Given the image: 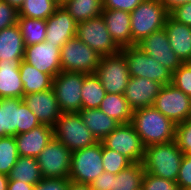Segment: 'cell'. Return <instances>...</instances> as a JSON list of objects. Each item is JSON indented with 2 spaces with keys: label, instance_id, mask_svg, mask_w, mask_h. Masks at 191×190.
<instances>
[{
  "label": "cell",
  "instance_id": "cell-1",
  "mask_svg": "<svg viewBox=\"0 0 191 190\" xmlns=\"http://www.w3.org/2000/svg\"><path fill=\"white\" fill-rule=\"evenodd\" d=\"M131 124L145 147L175 140L176 124L154 106L133 110Z\"/></svg>",
  "mask_w": 191,
  "mask_h": 190
},
{
  "label": "cell",
  "instance_id": "cell-2",
  "mask_svg": "<svg viewBox=\"0 0 191 190\" xmlns=\"http://www.w3.org/2000/svg\"><path fill=\"white\" fill-rule=\"evenodd\" d=\"M183 156L174 140L145 147L142 163L146 173L176 182Z\"/></svg>",
  "mask_w": 191,
  "mask_h": 190
},
{
  "label": "cell",
  "instance_id": "cell-3",
  "mask_svg": "<svg viewBox=\"0 0 191 190\" xmlns=\"http://www.w3.org/2000/svg\"><path fill=\"white\" fill-rule=\"evenodd\" d=\"M39 125L37 117L22 98H0V137H15Z\"/></svg>",
  "mask_w": 191,
  "mask_h": 190
},
{
  "label": "cell",
  "instance_id": "cell-4",
  "mask_svg": "<svg viewBox=\"0 0 191 190\" xmlns=\"http://www.w3.org/2000/svg\"><path fill=\"white\" fill-rule=\"evenodd\" d=\"M169 12L159 0H143L131 13L132 45L165 27Z\"/></svg>",
  "mask_w": 191,
  "mask_h": 190
},
{
  "label": "cell",
  "instance_id": "cell-5",
  "mask_svg": "<svg viewBox=\"0 0 191 190\" xmlns=\"http://www.w3.org/2000/svg\"><path fill=\"white\" fill-rule=\"evenodd\" d=\"M53 134L71 152L99 142L85 126L78 112L62 113L53 126Z\"/></svg>",
  "mask_w": 191,
  "mask_h": 190
},
{
  "label": "cell",
  "instance_id": "cell-6",
  "mask_svg": "<svg viewBox=\"0 0 191 190\" xmlns=\"http://www.w3.org/2000/svg\"><path fill=\"white\" fill-rule=\"evenodd\" d=\"M120 52L127 60L130 77L147 78L162 86L172 83L173 73L137 45L121 48Z\"/></svg>",
  "mask_w": 191,
  "mask_h": 190
},
{
  "label": "cell",
  "instance_id": "cell-7",
  "mask_svg": "<svg viewBox=\"0 0 191 190\" xmlns=\"http://www.w3.org/2000/svg\"><path fill=\"white\" fill-rule=\"evenodd\" d=\"M101 57L97 51L74 37L61 47L60 65L62 71L93 74Z\"/></svg>",
  "mask_w": 191,
  "mask_h": 190
},
{
  "label": "cell",
  "instance_id": "cell-8",
  "mask_svg": "<svg viewBox=\"0 0 191 190\" xmlns=\"http://www.w3.org/2000/svg\"><path fill=\"white\" fill-rule=\"evenodd\" d=\"M103 172L101 141L71 153L69 175L71 181L91 184Z\"/></svg>",
  "mask_w": 191,
  "mask_h": 190
},
{
  "label": "cell",
  "instance_id": "cell-9",
  "mask_svg": "<svg viewBox=\"0 0 191 190\" xmlns=\"http://www.w3.org/2000/svg\"><path fill=\"white\" fill-rule=\"evenodd\" d=\"M84 73L60 71L52 81V89L62 113H75L82 110L81 88Z\"/></svg>",
  "mask_w": 191,
  "mask_h": 190
},
{
  "label": "cell",
  "instance_id": "cell-10",
  "mask_svg": "<svg viewBox=\"0 0 191 190\" xmlns=\"http://www.w3.org/2000/svg\"><path fill=\"white\" fill-rule=\"evenodd\" d=\"M94 74L107 93L124 95L130 73L127 60L121 52L102 56Z\"/></svg>",
  "mask_w": 191,
  "mask_h": 190
},
{
  "label": "cell",
  "instance_id": "cell-11",
  "mask_svg": "<svg viewBox=\"0 0 191 190\" xmlns=\"http://www.w3.org/2000/svg\"><path fill=\"white\" fill-rule=\"evenodd\" d=\"M76 37L101 56L115 55L121 50L109 34L102 15L77 23Z\"/></svg>",
  "mask_w": 191,
  "mask_h": 190
},
{
  "label": "cell",
  "instance_id": "cell-12",
  "mask_svg": "<svg viewBox=\"0 0 191 190\" xmlns=\"http://www.w3.org/2000/svg\"><path fill=\"white\" fill-rule=\"evenodd\" d=\"M101 142L106 148L124 155L132 163L144 161L145 146L131 123L120 124Z\"/></svg>",
  "mask_w": 191,
  "mask_h": 190
},
{
  "label": "cell",
  "instance_id": "cell-13",
  "mask_svg": "<svg viewBox=\"0 0 191 190\" xmlns=\"http://www.w3.org/2000/svg\"><path fill=\"white\" fill-rule=\"evenodd\" d=\"M71 151L53 139L38 155L37 162L43 178H69Z\"/></svg>",
  "mask_w": 191,
  "mask_h": 190
},
{
  "label": "cell",
  "instance_id": "cell-14",
  "mask_svg": "<svg viewBox=\"0 0 191 190\" xmlns=\"http://www.w3.org/2000/svg\"><path fill=\"white\" fill-rule=\"evenodd\" d=\"M153 106L175 124L191 118V98L173 84L161 87Z\"/></svg>",
  "mask_w": 191,
  "mask_h": 190
},
{
  "label": "cell",
  "instance_id": "cell-15",
  "mask_svg": "<svg viewBox=\"0 0 191 190\" xmlns=\"http://www.w3.org/2000/svg\"><path fill=\"white\" fill-rule=\"evenodd\" d=\"M137 46L172 73L183 64L172 50L164 28L153 32L140 41Z\"/></svg>",
  "mask_w": 191,
  "mask_h": 190
},
{
  "label": "cell",
  "instance_id": "cell-16",
  "mask_svg": "<svg viewBox=\"0 0 191 190\" xmlns=\"http://www.w3.org/2000/svg\"><path fill=\"white\" fill-rule=\"evenodd\" d=\"M61 48L51 42H40L25 46L24 61L34 66L38 71L49 74L54 78L60 71Z\"/></svg>",
  "mask_w": 191,
  "mask_h": 190
},
{
  "label": "cell",
  "instance_id": "cell-17",
  "mask_svg": "<svg viewBox=\"0 0 191 190\" xmlns=\"http://www.w3.org/2000/svg\"><path fill=\"white\" fill-rule=\"evenodd\" d=\"M77 22L63 5L46 19L45 42L61 48L68 40L76 37Z\"/></svg>",
  "mask_w": 191,
  "mask_h": 190
},
{
  "label": "cell",
  "instance_id": "cell-18",
  "mask_svg": "<svg viewBox=\"0 0 191 190\" xmlns=\"http://www.w3.org/2000/svg\"><path fill=\"white\" fill-rule=\"evenodd\" d=\"M23 102L37 117L40 124L53 127L62 114L52 88L23 96Z\"/></svg>",
  "mask_w": 191,
  "mask_h": 190
},
{
  "label": "cell",
  "instance_id": "cell-19",
  "mask_svg": "<svg viewBox=\"0 0 191 190\" xmlns=\"http://www.w3.org/2000/svg\"><path fill=\"white\" fill-rule=\"evenodd\" d=\"M162 85L142 77H130L124 97L133 109L153 106Z\"/></svg>",
  "mask_w": 191,
  "mask_h": 190
},
{
  "label": "cell",
  "instance_id": "cell-20",
  "mask_svg": "<svg viewBox=\"0 0 191 190\" xmlns=\"http://www.w3.org/2000/svg\"><path fill=\"white\" fill-rule=\"evenodd\" d=\"M53 137V127L41 124L14 138L19 156L37 158Z\"/></svg>",
  "mask_w": 191,
  "mask_h": 190
},
{
  "label": "cell",
  "instance_id": "cell-21",
  "mask_svg": "<svg viewBox=\"0 0 191 190\" xmlns=\"http://www.w3.org/2000/svg\"><path fill=\"white\" fill-rule=\"evenodd\" d=\"M101 15L114 42L120 48L132 46L130 12L103 9Z\"/></svg>",
  "mask_w": 191,
  "mask_h": 190
},
{
  "label": "cell",
  "instance_id": "cell-22",
  "mask_svg": "<svg viewBox=\"0 0 191 190\" xmlns=\"http://www.w3.org/2000/svg\"><path fill=\"white\" fill-rule=\"evenodd\" d=\"M24 58L0 61V98H23V83L19 72Z\"/></svg>",
  "mask_w": 191,
  "mask_h": 190
},
{
  "label": "cell",
  "instance_id": "cell-23",
  "mask_svg": "<svg viewBox=\"0 0 191 190\" xmlns=\"http://www.w3.org/2000/svg\"><path fill=\"white\" fill-rule=\"evenodd\" d=\"M164 30L172 50L183 63L191 62V27L167 17Z\"/></svg>",
  "mask_w": 191,
  "mask_h": 190
},
{
  "label": "cell",
  "instance_id": "cell-24",
  "mask_svg": "<svg viewBox=\"0 0 191 190\" xmlns=\"http://www.w3.org/2000/svg\"><path fill=\"white\" fill-rule=\"evenodd\" d=\"M78 113L85 126L91 131L98 141H102L120 125L119 122L106 115L99 108L82 109Z\"/></svg>",
  "mask_w": 191,
  "mask_h": 190
},
{
  "label": "cell",
  "instance_id": "cell-25",
  "mask_svg": "<svg viewBox=\"0 0 191 190\" xmlns=\"http://www.w3.org/2000/svg\"><path fill=\"white\" fill-rule=\"evenodd\" d=\"M25 44L18 24L0 31V61L24 58Z\"/></svg>",
  "mask_w": 191,
  "mask_h": 190
},
{
  "label": "cell",
  "instance_id": "cell-26",
  "mask_svg": "<svg viewBox=\"0 0 191 190\" xmlns=\"http://www.w3.org/2000/svg\"><path fill=\"white\" fill-rule=\"evenodd\" d=\"M24 95L37 93L52 88L53 78L22 60L19 68Z\"/></svg>",
  "mask_w": 191,
  "mask_h": 190
},
{
  "label": "cell",
  "instance_id": "cell-27",
  "mask_svg": "<svg viewBox=\"0 0 191 190\" xmlns=\"http://www.w3.org/2000/svg\"><path fill=\"white\" fill-rule=\"evenodd\" d=\"M99 109L120 124L131 123L133 109L122 94L107 93Z\"/></svg>",
  "mask_w": 191,
  "mask_h": 190
},
{
  "label": "cell",
  "instance_id": "cell-28",
  "mask_svg": "<svg viewBox=\"0 0 191 190\" xmlns=\"http://www.w3.org/2000/svg\"><path fill=\"white\" fill-rule=\"evenodd\" d=\"M145 173L143 163H132L118 174H112L111 190H139Z\"/></svg>",
  "mask_w": 191,
  "mask_h": 190
},
{
  "label": "cell",
  "instance_id": "cell-29",
  "mask_svg": "<svg viewBox=\"0 0 191 190\" xmlns=\"http://www.w3.org/2000/svg\"><path fill=\"white\" fill-rule=\"evenodd\" d=\"M8 178L35 186L43 178L37 158L19 156Z\"/></svg>",
  "mask_w": 191,
  "mask_h": 190
},
{
  "label": "cell",
  "instance_id": "cell-30",
  "mask_svg": "<svg viewBox=\"0 0 191 190\" xmlns=\"http://www.w3.org/2000/svg\"><path fill=\"white\" fill-rule=\"evenodd\" d=\"M77 23L101 15L102 0H67L62 4Z\"/></svg>",
  "mask_w": 191,
  "mask_h": 190
},
{
  "label": "cell",
  "instance_id": "cell-31",
  "mask_svg": "<svg viewBox=\"0 0 191 190\" xmlns=\"http://www.w3.org/2000/svg\"><path fill=\"white\" fill-rule=\"evenodd\" d=\"M82 109L99 108L107 92L103 88L98 77L93 74H86L81 88Z\"/></svg>",
  "mask_w": 191,
  "mask_h": 190
},
{
  "label": "cell",
  "instance_id": "cell-32",
  "mask_svg": "<svg viewBox=\"0 0 191 190\" xmlns=\"http://www.w3.org/2000/svg\"><path fill=\"white\" fill-rule=\"evenodd\" d=\"M25 46L45 41L46 20L28 17H19L17 22Z\"/></svg>",
  "mask_w": 191,
  "mask_h": 190
},
{
  "label": "cell",
  "instance_id": "cell-33",
  "mask_svg": "<svg viewBox=\"0 0 191 190\" xmlns=\"http://www.w3.org/2000/svg\"><path fill=\"white\" fill-rule=\"evenodd\" d=\"M59 6L57 0H25L18 10L19 17L48 19Z\"/></svg>",
  "mask_w": 191,
  "mask_h": 190
},
{
  "label": "cell",
  "instance_id": "cell-34",
  "mask_svg": "<svg viewBox=\"0 0 191 190\" xmlns=\"http://www.w3.org/2000/svg\"><path fill=\"white\" fill-rule=\"evenodd\" d=\"M18 157L14 136L0 137V173L8 175Z\"/></svg>",
  "mask_w": 191,
  "mask_h": 190
},
{
  "label": "cell",
  "instance_id": "cell-35",
  "mask_svg": "<svg viewBox=\"0 0 191 190\" xmlns=\"http://www.w3.org/2000/svg\"><path fill=\"white\" fill-rule=\"evenodd\" d=\"M102 164L105 172L118 174L120 171L132 164L124 155L106 148L102 144Z\"/></svg>",
  "mask_w": 191,
  "mask_h": 190
},
{
  "label": "cell",
  "instance_id": "cell-36",
  "mask_svg": "<svg viewBox=\"0 0 191 190\" xmlns=\"http://www.w3.org/2000/svg\"><path fill=\"white\" fill-rule=\"evenodd\" d=\"M171 84L191 98V62L183 63L173 72Z\"/></svg>",
  "mask_w": 191,
  "mask_h": 190
},
{
  "label": "cell",
  "instance_id": "cell-37",
  "mask_svg": "<svg viewBox=\"0 0 191 190\" xmlns=\"http://www.w3.org/2000/svg\"><path fill=\"white\" fill-rule=\"evenodd\" d=\"M175 141L184 155H191V118L176 124Z\"/></svg>",
  "mask_w": 191,
  "mask_h": 190
},
{
  "label": "cell",
  "instance_id": "cell-38",
  "mask_svg": "<svg viewBox=\"0 0 191 190\" xmlns=\"http://www.w3.org/2000/svg\"><path fill=\"white\" fill-rule=\"evenodd\" d=\"M142 190H180L175 181L144 173Z\"/></svg>",
  "mask_w": 191,
  "mask_h": 190
},
{
  "label": "cell",
  "instance_id": "cell-39",
  "mask_svg": "<svg viewBox=\"0 0 191 190\" xmlns=\"http://www.w3.org/2000/svg\"><path fill=\"white\" fill-rule=\"evenodd\" d=\"M18 18V10L4 0H0V31L17 24Z\"/></svg>",
  "mask_w": 191,
  "mask_h": 190
},
{
  "label": "cell",
  "instance_id": "cell-40",
  "mask_svg": "<svg viewBox=\"0 0 191 190\" xmlns=\"http://www.w3.org/2000/svg\"><path fill=\"white\" fill-rule=\"evenodd\" d=\"M179 189L191 188V155H184L176 180Z\"/></svg>",
  "mask_w": 191,
  "mask_h": 190
},
{
  "label": "cell",
  "instance_id": "cell-41",
  "mask_svg": "<svg viewBox=\"0 0 191 190\" xmlns=\"http://www.w3.org/2000/svg\"><path fill=\"white\" fill-rule=\"evenodd\" d=\"M69 178H42L36 185V190H68Z\"/></svg>",
  "mask_w": 191,
  "mask_h": 190
},
{
  "label": "cell",
  "instance_id": "cell-42",
  "mask_svg": "<svg viewBox=\"0 0 191 190\" xmlns=\"http://www.w3.org/2000/svg\"><path fill=\"white\" fill-rule=\"evenodd\" d=\"M103 9L132 12L143 0H102Z\"/></svg>",
  "mask_w": 191,
  "mask_h": 190
},
{
  "label": "cell",
  "instance_id": "cell-43",
  "mask_svg": "<svg viewBox=\"0 0 191 190\" xmlns=\"http://www.w3.org/2000/svg\"><path fill=\"white\" fill-rule=\"evenodd\" d=\"M175 21L191 27V2L180 5L169 12Z\"/></svg>",
  "mask_w": 191,
  "mask_h": 190
},
{
  "label": "cell",
  "instance_id": "cell-44",
  "mask_svg": "<svg viewBox=\"0 0 191 190\" xmlns=\"http://www.w3.org/2000/svg\"><path fill=\"white\" fill-rule=\"evenodd\" d=\"M93 190H111L112 189V174L103 172L91 184Z\"/></svg>",
  "mask_w": 191,
  "mask_h": 190
},
{
  "label": "cell",
  "instance_id": "cell-45",
  "mask_svg": "<svg viewBox=\"0 0 191 190\" xmlns=\"http://www.w3.org/2000/svg\"><path fill=\"white\" fill-rule=\"evenodd\" d=\"M35 186L17 180H9L7 190H32Z\"/></svg>",
  "mask_w": 191,
  "mask_h": 190
},
{
  "label": "cell",
  "instance_id": "cell-46",
  "mask_svg": "<svg viewBox=\"0 0 191 190\" xmlns=\"http://www.w3.org/2000/svg\"><path fill=\"white\" fill-rule=\"evenodd\" d=\"M159 2L164 6V8L170 12L174 8L189 3L191 0H159Z\"/></svg>",
  "mask_w": 191,
  "mask_h": 190
},
{
  "label": "cell",
  "instance_id": "cell-47",
  "mask_svg": "<svg viewBox=\"0 0 191 190\" xmlns=\"http://www.w3.org/2000/svg\"><path fill=\"white\" fill-rule=\"evenodd\" d=\"M68 190H93L90 184L76 183L69 180Z\"/></svg>",
  "mask_w": 191,
  "mask_h": 190
},
{
  "label": "cell",
  "instance_id": "cell-48",
  "mask_svg": "<svg viewBox=\"0 0 191 190\" xmlns=\"http://www.w3.org/2000/svg\"><path fill=\"white\" fill-rule=\"evenodd\" d=\"M8 183H9L8 175L0 173V190H7Z\"/></svg>",
  "mask_w": 191,
  "mask_h": 190
},
{
  "label": "cell",
  "instance_id": "cell-49",
  "mask_svg": "<svg viewBox=\"0 0 191 190\" xmlns=\"http://www.w3.org/2000/svg\"><path fill=\"white\" fill-rule=\"evenodd\" d=\"M4 1L7 2L10 6H13L17 10H19L25 0H4Z\"/></svg>",
  "mask_w": 191,
  "mask_h": 190
},
{
  "label": "cell",
  "instance_id": "cell-50",
  "mask_svg": "<svg viewBox=\"0 0 191 190\" xmlns=\"http://www.w3.org/2000/svg\"><path fill=\"white\" fill-rule=\"evenodd\" d=\"M67 0H60V5H62L64 2H66Z\"/></svg>",
  "mask_w": 191,
  "mask_h": 190
}]
</instances>
